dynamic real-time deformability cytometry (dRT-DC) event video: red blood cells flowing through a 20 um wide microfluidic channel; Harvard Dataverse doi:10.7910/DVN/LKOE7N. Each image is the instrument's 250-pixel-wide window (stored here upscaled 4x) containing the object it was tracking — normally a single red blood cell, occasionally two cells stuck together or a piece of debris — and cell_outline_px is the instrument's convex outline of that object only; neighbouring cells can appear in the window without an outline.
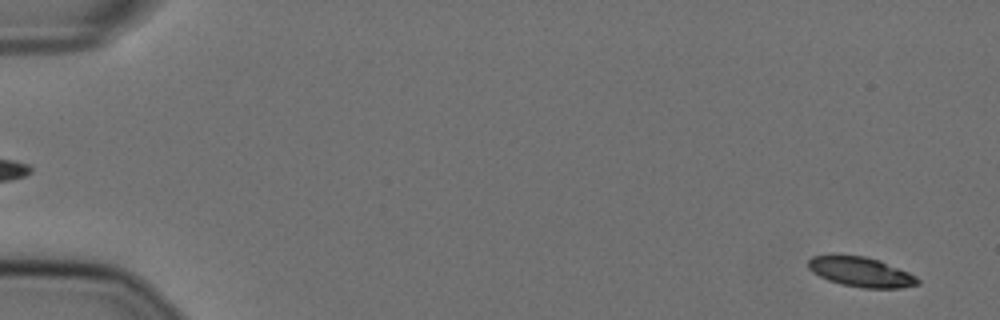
{"species": "Egyptian fruit bat (a non-hibernating species)", "species_latin": "Rousettus aegyptiacus", "temperature_condition": "cold", "stored_images_in_passage": 57, "camera_frame_rate_fps": 3000, "um_per_image_px": 0.085, "animal": {"sex": "female"}, "frame": {"image": 1, "passage_image": 3, "time_ms": 0.667, "image_size_px": [1000, 320], "cell_outline_px": [[920, 284], [900, 288], [864, 288], [840, 284], [828, 280], [812, 272], [808, 268], [808, 260], [812, 256], [828, 252], [840, 252], [864, 256], [880, 260], [908, 272], [916, 276], [920, 280]], "centroid_in_image_um": [73.1, 23.06], "position_along_channel_um": 11.9, "area_um2": 19.77}}
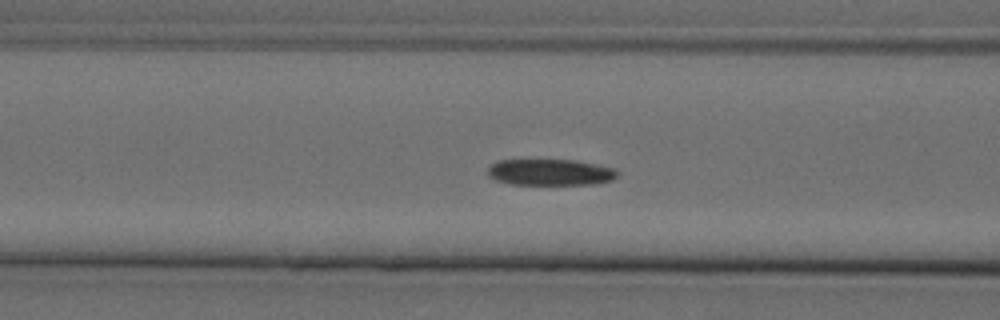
{"frame": {"image": 2, "passage_image": 24, "time_ms": 7.667, "image_size_px": [1000, 320], "cell_outline_px": [[620, 172], [612, 180], [596, 184], [512, 184], [496, 180], [488, 176], [488, 168], [496, 160], [576, 160], [616, 168]], "centroid_in_image_um": [46.8, 14.63], "position_along_channel_um": 119.8, "area_um2": 19.94}}
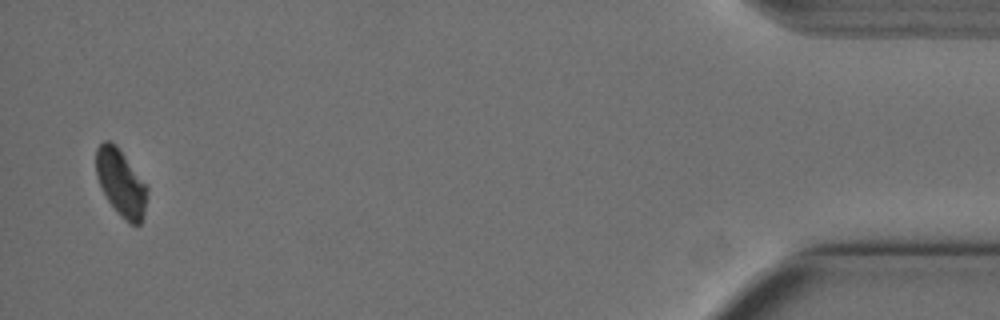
{"frame": {"image": 3, "passage_image": 56, "time_ms": 18.333, "image_size_px": [1000, 320], "cell_outline_px": [[148, 188], [144, 216], [140, 224], [132, 224], [124, 220], [116, 212], [108, 200], [96, 176], [96, 148], [104, 140], [108, 140], [116, 144]], "centroid_in_image_um": [10.27, 15.54], "position_along_channel_um": 424.9, "area_um2": 19.71}}